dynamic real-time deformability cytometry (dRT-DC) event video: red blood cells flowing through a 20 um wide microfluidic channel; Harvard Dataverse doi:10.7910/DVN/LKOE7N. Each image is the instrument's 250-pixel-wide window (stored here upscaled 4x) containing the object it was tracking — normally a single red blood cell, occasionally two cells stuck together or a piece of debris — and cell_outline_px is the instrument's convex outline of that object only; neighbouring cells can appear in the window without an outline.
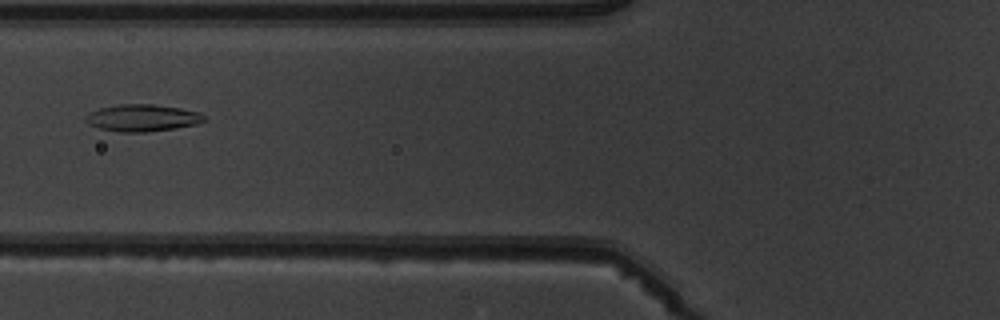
{"species": "common noctule bat (a hibernating species)", "species_latin": "Nyctalus noctula", "temperature_condition": "warm", "stored_images_in_passage": 7, "camera_frame_rate_fps": 3000, "um_per_image_px": 0.085, "animal": {"sex": "male", "body_mass_g": 19.5, "forearm_length_mm": 54.6}, "frame": {"image": 1, "passage_image": 6, "time_ms": 6.0, "image_size_px": [1000, 320], "cell_outline_px": [[204, 120], [196, 124], [176, 128], [144, 132], [120, 132], [100, 128], [88, 124], [84, 120], [84, 116], [88, 112], [100, 108], [120, 104], [152, 104], [180, 108], [200, 112], [204, 116]], "centroid_in_image_um": [12.06, 10.01], "position_along_channel_um": 113.7, "area_um2": 18.61}}